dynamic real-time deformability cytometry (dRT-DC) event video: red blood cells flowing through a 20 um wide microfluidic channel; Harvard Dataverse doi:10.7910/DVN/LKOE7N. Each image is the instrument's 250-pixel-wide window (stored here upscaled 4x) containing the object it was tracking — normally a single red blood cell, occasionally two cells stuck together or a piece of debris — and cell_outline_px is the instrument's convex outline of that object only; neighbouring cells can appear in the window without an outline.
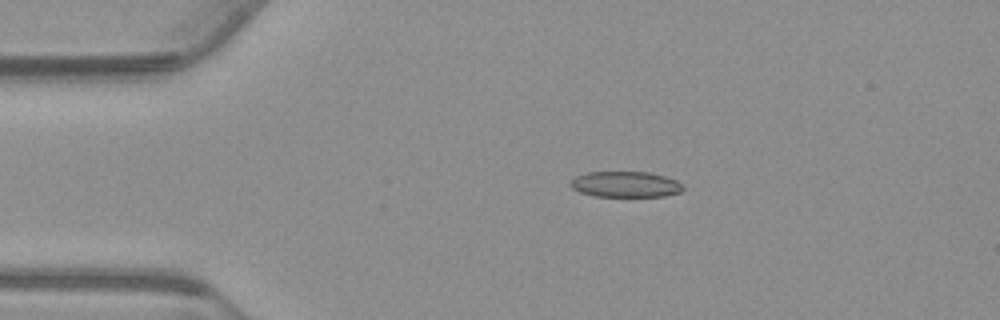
{"species": "common noctule bat (a hibernating species)", "species_latin": "Nyctalus noctula", "temperature_condition": "warm", "stored_images_in_passage": 45, "camera_frame_rate_fps": 3000, "um_per_image_px": 0.085, "animal": {"sex": "male", "body_mass_g": 23.1, "forearm_length_mm": 52.7}, "frame": {"image": 1, "passage_image": 1, "time_ms": 0.0, "image_size_px": [1000, 320], "cell_outline_px": [[684, 188], [680, 192], [664, 196], [592, 196], [580, 192], [572, 188], [568, 184], [576, 176], [588, 172], [648, 172], [664, 176], [676, 180], [684, 184]], "centroid_in_image_um": [53.17, 15.67], "position_along_channel_um": 31.8, "area_um2": 16.94}}
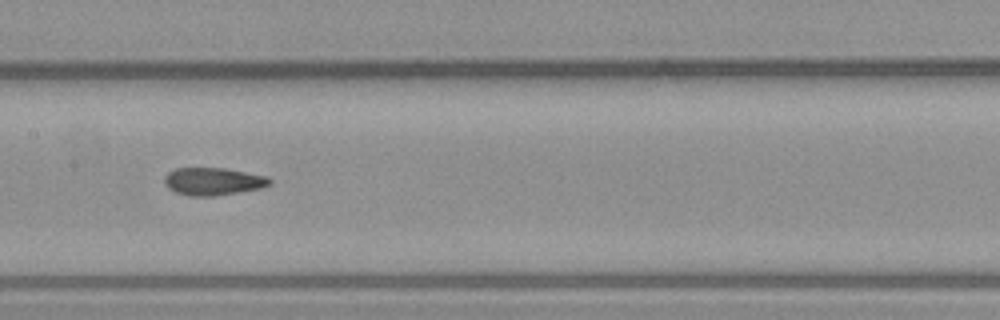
{"frame": {"image": 2, "passage_image": 17, "time_ms": 5.333, "image_size_px": [1000, 320], "cell_outline_px": [[272, 184], [260, 188], [216, 196], [188, 196], [176, 192], [168, 188], [164, 184], [164, 176], [168, 172], [176, 168], [224, 168], [268, 176], [272, 180]], "centroid_in_image_um": [18.11, 15.42], "position_along_channel_um": 189.3, "area_um2": 17.05}}
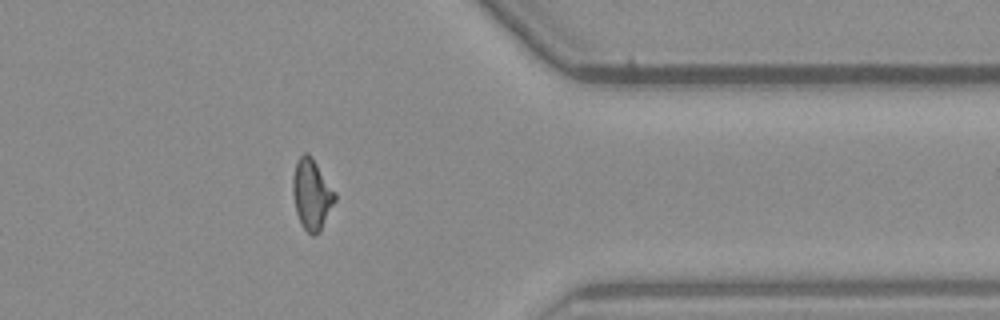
{"frame": {"image": 3, "passage_image": 34, "time_ms": 11.0, "image_size_px": [1000, 320], "cell_outline_px": [[336, 200], [320, 232], [312, 236], [300, 224], [296, 212], [292, 192], [292, 176], [296, 160], [304, 152], [308, 152], [312, 156], [336, 192]], "centroid_in_image_um": [26.49, 16.5], "position_along_channel_um": 384.9, "area_um2": 17.69}, "authors_computed_cell_mechanics": {"area_um2": 16.9354, "velocity_mm_per_s": 3.7612, "shape_relaxation_time_tau1_ms": null, "shape_relaxation_time_tau2_ms": 3.6867, "deformation_change_tau1": null, "deformation_change_tau2": 0.1036}}